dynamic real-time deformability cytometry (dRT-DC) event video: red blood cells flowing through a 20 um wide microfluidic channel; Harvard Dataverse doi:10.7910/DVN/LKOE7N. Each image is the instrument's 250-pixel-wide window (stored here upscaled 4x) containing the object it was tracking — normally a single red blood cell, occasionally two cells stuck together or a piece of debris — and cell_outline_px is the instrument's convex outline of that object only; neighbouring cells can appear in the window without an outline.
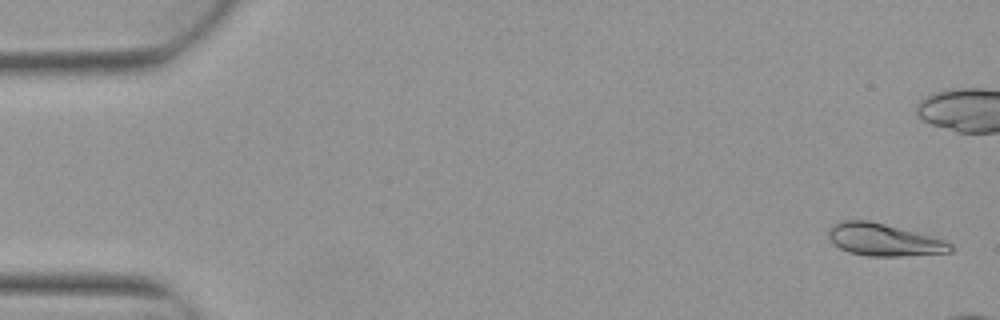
{"species": "Egyptian fruit bat (a non-hibernating species)", "species_latin": "Rousettus aegyptiacus", "temperature_condition": "warm", "stored_images_in_passage": 5, "camera_frame_rate_fps": 3000, "um_per_image_px": 0.085, "animal": {"sex": "female"}, "frame": {"image": 1, "passage_image": 1, "time_ms": 0.0, "image_size_px": [1000, 320], "cell_outline_px": [[952, 252], [900, 256], [868, 256], [848, 252], [840, 248], [828, 236], [828, 228], [832, 224], [840, 220], [868, 220], [932, 236], [944, 240], [952, 244]], "centroid_in_image_um": [75.1, 20.37], "position_along_channel_um": 9.9, "area_um2": 22.83}}